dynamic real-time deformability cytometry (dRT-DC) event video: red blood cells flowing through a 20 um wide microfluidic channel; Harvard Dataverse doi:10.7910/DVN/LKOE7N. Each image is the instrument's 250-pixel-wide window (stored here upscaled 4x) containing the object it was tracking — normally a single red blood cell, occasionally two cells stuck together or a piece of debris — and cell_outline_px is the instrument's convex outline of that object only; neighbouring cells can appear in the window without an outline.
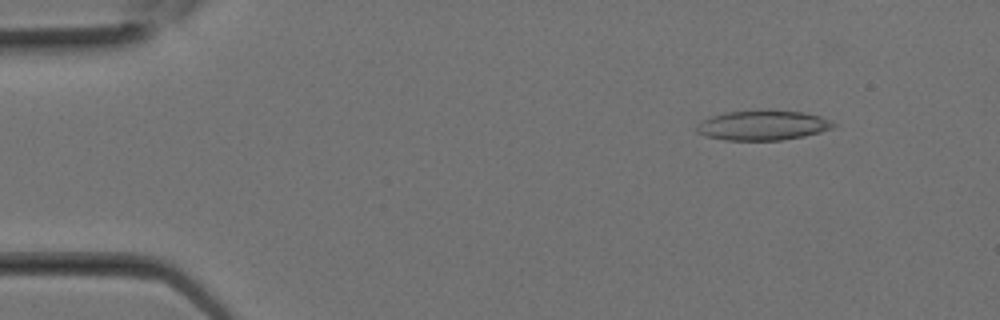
{"species": "Egyptian fruit bat (a non-hibernating species)", "species_latin": "Rousettus aegyptiacus", "temperature_condition": "room temperature", "stored_images_in_passage": 15, "segment_of_instrument_passage": [1, 2], "camera_frame_rate_fps": 3000, "um_per_image_px": 0.085, "animal": {"sex": "female"}, "frame": {"image": 1, "passage_image": 3, "time_ms": 0.667, "image_size_px": [1000, 320], "cell_outline_px": [[836, 124], [832, 128], [820, 132], [804, 136], [780, 140], [724, 140], [708, 136], [696, 132], [696, 124], [700, 120], [712, 116], [728, 112], [804, 112], [820, 116], [832, 120]], "centroid_in_image_um": [64.83, 10.68], "position_along_channel_um": 20.2, "area_um2": 23.18}}
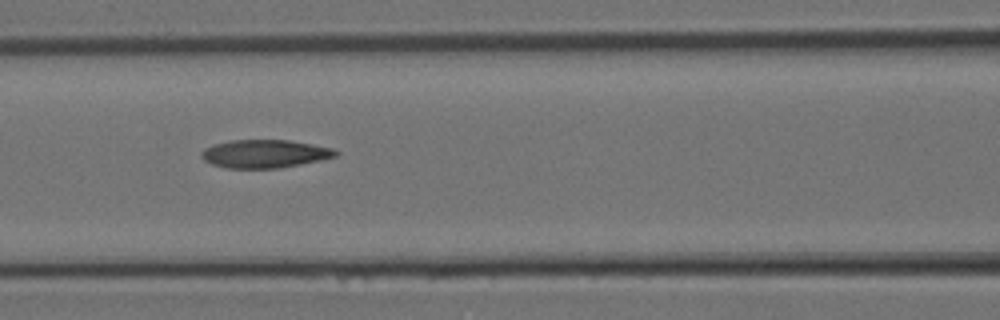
{"frame": {"image": 2, "passage_image": 11, "time_ms": 3.333, "image_size_px": [1000, 320], "cell_outline_px": [[340, 152], [336, 156], [320, 160], [280, 168], [224, 168], [212, 164], [204, 160], [200, 156], [200, 152], [204, 148], [212, 144], [232, 140], [288, 140], [312, 144], [332, 148]], "centroid_in_image_um": [22.46, 13.07], "position_along_channel_um": 144.1, "area_um2": 22.08}}
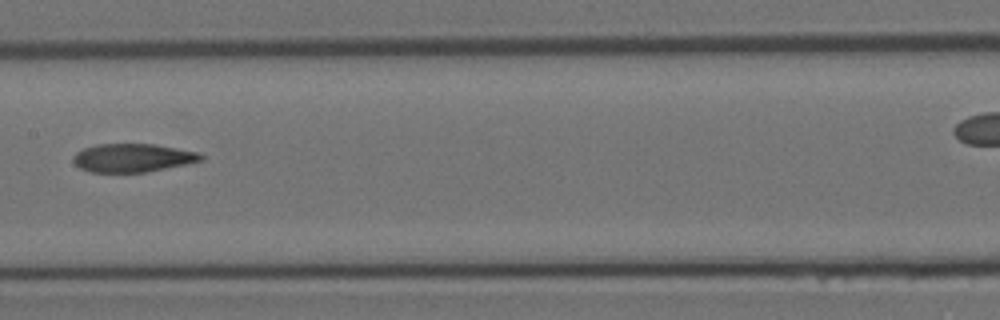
{"frame": {"image": 3, "passage_image": 13, "time_ms": 4.0, "image_size_px": [1000, 320], "cell_outline_px": [[204, 160], [144, 172], [92, 172], [80, 168], [72, 160], [72, 156], [76, 152], [84, 148], [96, 144], [156, 144], [200, 152], [204, 156]], "centroid_in_image_um": [11.28, 13.4], "position_along_channel_um": 196.1, "area_um2": 21.1}}